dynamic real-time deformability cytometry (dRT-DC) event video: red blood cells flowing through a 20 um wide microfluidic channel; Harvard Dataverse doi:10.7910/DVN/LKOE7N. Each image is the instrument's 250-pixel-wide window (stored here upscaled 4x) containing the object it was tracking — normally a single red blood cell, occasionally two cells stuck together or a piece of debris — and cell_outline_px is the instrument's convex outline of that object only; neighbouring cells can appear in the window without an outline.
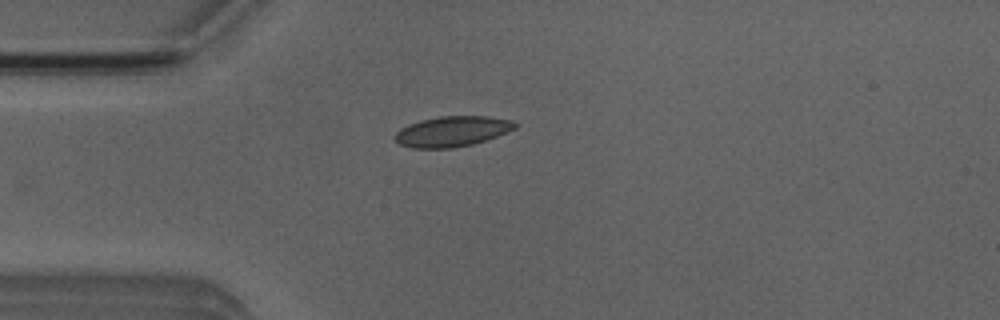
{"species": "Egyptian fruit bat (a non-hibernating species)", "species_latin": "Rousettus aegyptiacus", "temperature_condition": "room temperature", "stored_images_in_passage": 35, "camera_frame_rate_fps": 3000, "um_per_image_px": 0.085, "animal": {"sex": "male"}, "frame": {"image": 1, "passage_image": 1, "time_ms": 0.0, "image_size_px": [1000, 320], "cell_outline_px": [[516, 128], [508, 132], [472, 144], [452, 148], [412, 148], [400, 144], [392, 136], [400, 128], [408, 124], [420, 120], [440, 116], [488, 116], [512, 120], [516, 124]], "centroid_in_image_um": [38.4, 11.16], "position_along_channel_um": 46.6, "area_um2": 21.27}}
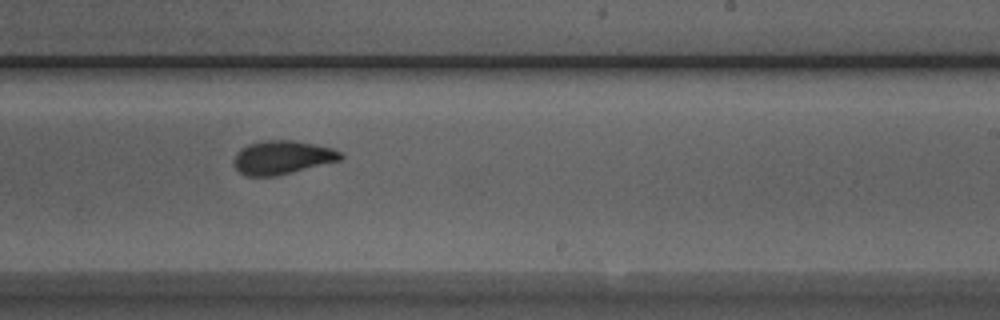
{"frame": {"image": 2, "passage_image": 19, "time_ms": 6.0, "image_size_px": [1000, 320], "cell_outline_px": [[344, 156], [340, 160], [276, 176], [244, 176], [236, 168], [232, 160], [236, 152], [240, 148], [248, 144], [264, 140], [292, 140], [332, 148], [340, 152]], "centroid_in_image_um": [23.94, 13.38], "position_along_channel_um": 265.1, "area_um2": 20.87}}
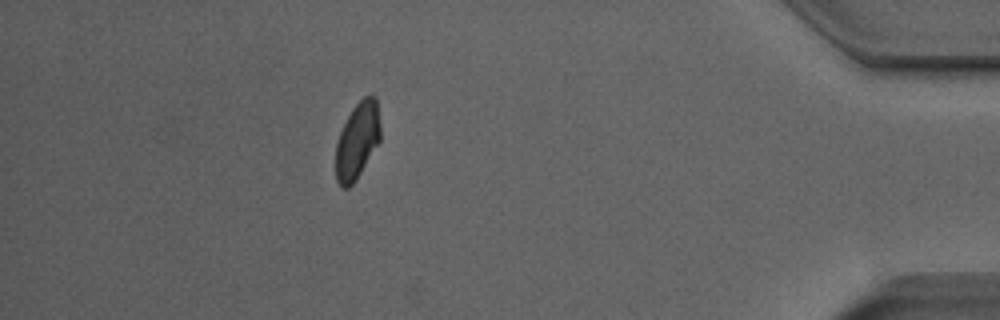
{"frame": {"image": 3, "passage_image": 34, "time_ms": 11.0, "image_size_px": [1000, 320], "cell_outline_px": [[380, 140], [356, 180], [348, 188], [340, 188], [336, 180], [336, 144], [340, 132], [352, 108], [364, 96], [376, 96], [380, 124]], "centroid_in_image_um": [30.37, 11.97], "position_along_channel_um": 404.8, "area_um2": 19.83}, "authors_computed_cell_mechanics": {"area_um2": 20.8658, "velocity_mm_per_s": 3.8732, "shape_relaxation_time_tau1_ms": 3.4928, "shape_relaxation_time_tau2_ms": 1.9055, "deformation_change_tau1": 0.1174, "deformation_change_tau2": 0.0438}}